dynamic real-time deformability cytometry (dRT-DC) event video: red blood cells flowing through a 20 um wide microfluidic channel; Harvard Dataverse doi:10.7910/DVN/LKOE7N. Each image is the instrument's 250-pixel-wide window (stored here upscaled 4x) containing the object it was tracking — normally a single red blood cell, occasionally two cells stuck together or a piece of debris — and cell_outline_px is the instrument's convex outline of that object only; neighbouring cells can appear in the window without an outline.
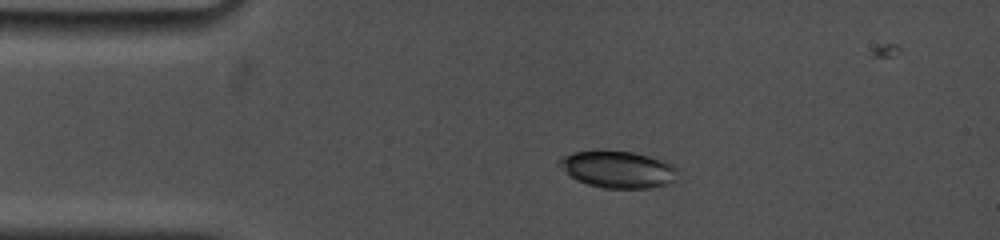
{"species": "common noctule bat (a hibernating species)", "species_latin": "Nyctalus noctula", "temperature_condition": "cold", "stored_images_in_passage": 4, "camera_frame_rate_fps": 5000, "um_per_image_px": 0.085, "animal": {"sex": "female", "body_mass_g": 19.0, "forearm_length_mm": 53.3}, "frame": {"image": 1, "passage_image": 2, "time_ms": 1.2, "image_size_px": [1000, 240], "cell_outline_px": [[676, 168], [672, 180], [668, 184], [648, 188], [604, 188], [588, 184], [576, 180], [564, 172], [556, 164], [564, 156], [572, 152], [604, 148], [632, 152], [648, 156], [672, 164]], "centroid_in_image_um": [52.42, 14.36], "position_along_channel_um": 32.6, "area_um2": 25.66}}